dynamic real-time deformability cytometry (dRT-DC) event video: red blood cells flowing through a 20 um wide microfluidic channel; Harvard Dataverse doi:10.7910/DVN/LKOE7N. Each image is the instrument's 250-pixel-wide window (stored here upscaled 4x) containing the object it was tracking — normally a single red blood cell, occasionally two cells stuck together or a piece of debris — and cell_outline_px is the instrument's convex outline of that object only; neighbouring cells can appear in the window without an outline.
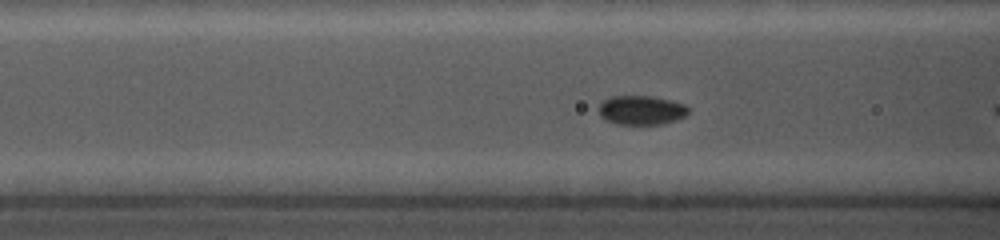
{"species": "common noctule bat (a hibernating species)", "species_latin": "Nyctalus noctula", "temperature_condition": "cold", "stored_images_in_passage": 29, "camera_frame_rate_fps": 5000, "um_per_image_px": 0.085, "animal": {"sex": "female", "body_mass_g": 19.0, "forearm_length_mm": 56.7}, "frame": {"image": 1, "passage_image": 9, "time_ms": 2.0, "image_size_px": [1000, 240], "cell_outline_px": [[688, 112], [684, 116], [676, 120], [664, 124], [616, 124], [600, 116], [600, 104], [604, 100], [612, 96], [652, 96], [684, 104], [688, 108]], "centroid_in_image_um": [54.52, 9.36], "position_along_channel_um": 112.1, "area_um2": 15.03}}
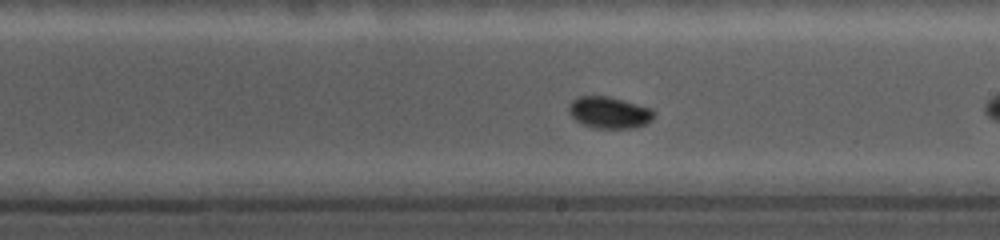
{"frame": {"image": 2, "passage_image": 23, "time_ms": 5.4, "image_size_px": [1000, 240], "cell_outline_px": [[656, 112], [652, 120], [644, 124], [632, 128], [596, 128], [584, 124], [576, 120], [568, 112], [568, 104], [572, 100], [580, 96], [608, 96], [624, 100], [652, 108]], "centroid_in_image_um": [51.8, 9.55], "position_along_channel_um": 237.2, "area_um2": 15.72}}
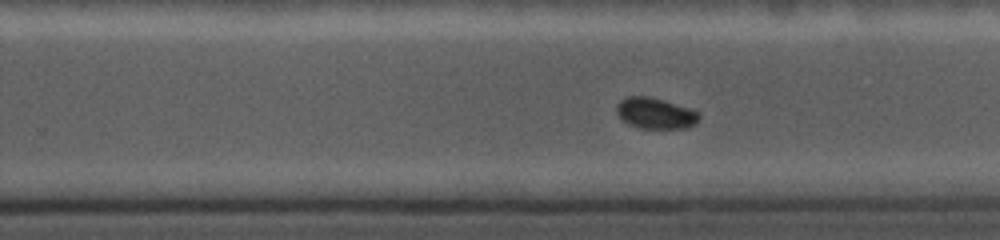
{"frame": {"image": 3, "passage_image": 27, "time_ms": 6.4, "image_size_px": [1000, 240], "cell_outline_px": [[700, 116], [696, 124], [688, 128], [640, 128], [628, 124], [620, 120], [616, 112], [616, 108], [620, 100], [628, 96], [648, 96], [664, 100], [700, 112]], "centroid_in_image_um": [55.7, 9.63], "position_along_channel_um": 274.1, "area_um2": 15.03}}